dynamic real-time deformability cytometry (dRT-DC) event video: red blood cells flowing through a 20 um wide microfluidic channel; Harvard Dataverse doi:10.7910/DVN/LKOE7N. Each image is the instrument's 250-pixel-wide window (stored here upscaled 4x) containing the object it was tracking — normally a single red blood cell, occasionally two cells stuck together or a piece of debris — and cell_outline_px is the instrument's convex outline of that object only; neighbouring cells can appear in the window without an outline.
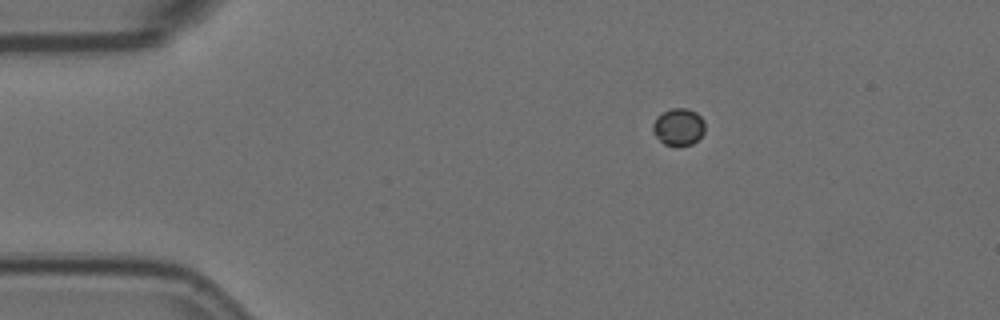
{"species": "Egyptian fruit bat (a non-hibernating species)", "species_latin": "Rousettus aegyptiacus", "temperature_condition": "room temperature", "stored_images_in_passage": 34, "camera_frame_rate_fps": 3000, "um_per_image_px": 0.085, "animal": {"sex": "female"}, "frame": {"image": 1, "passage_image": 1, "time_ms": 0.0, "image_size_px": [1000, 320], "cell_outline_px": [[704, 132], [692, 144], [664, 144], [652, 132], [652, 124], [656, 116], [672, 108], [688, 108], [696, 112], [704, 120]], "centroid_in_image_um": [57.66, 10.75], "position_along_channel_um": 27.3, "area_um2": 11.1}}
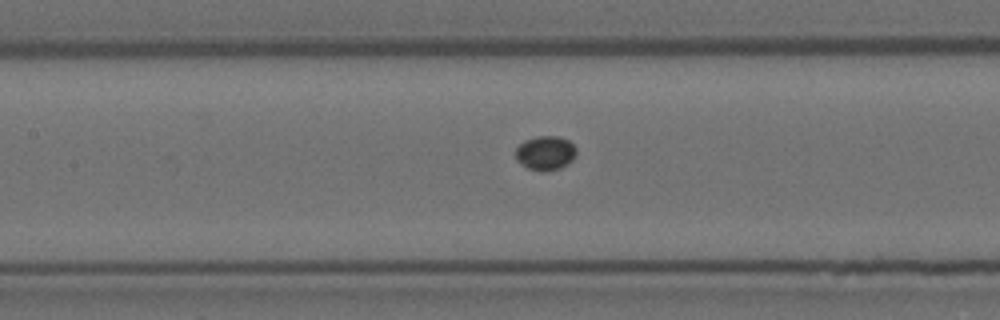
{"frame": {"image": 2, "passage_image": 17, "time_ms": 5.333, "image_size_px": [1000, 320], "cell_outline_px": [[576, 156], [568, 164], [560, 168], [548, 172], [540, 172], [528, 168], [520, 164], [516, 160], [516, 148], [524, 140], [536, 136], [560, 136], [568, 140], [576, 148]], "centroid_in_image_um": [46.36, 13.02], "position_along_channel_um": 161.0, "area_um2": 12.37}}
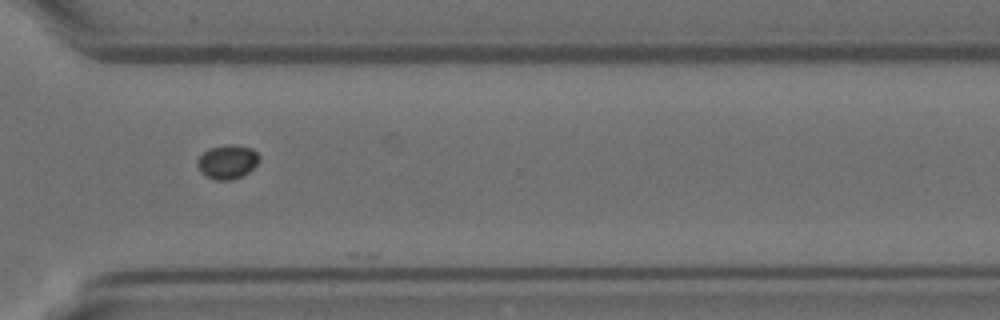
{"frame": {"image": 3, "passage_image": 33, "time_ms": 10.667, "image_size_px": [1000, 320], "cell_outline_px": [[260, 160], [248, 172], [232, 180], [216, 180], [204, 176], [200, 172], [196, 164], [196, 160], [208, 148], [224, 144], [232, 144], [252, 148], [260, 156]], "centroid_in_image_um": [19.3, 13.74], "position_along_channel_um": 351.3, "area_um2": 12.43}}